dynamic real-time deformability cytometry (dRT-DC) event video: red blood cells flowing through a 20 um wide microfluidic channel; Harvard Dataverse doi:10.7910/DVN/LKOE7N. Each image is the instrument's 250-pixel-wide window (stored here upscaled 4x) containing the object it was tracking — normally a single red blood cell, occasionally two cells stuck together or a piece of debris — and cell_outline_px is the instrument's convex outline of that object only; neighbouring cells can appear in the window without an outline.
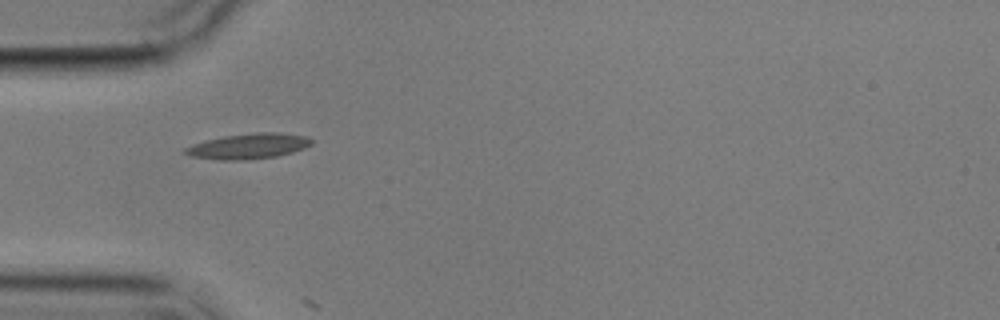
{"species": "common noctule bat (a hibernating species)", "species_latin": "Nyctalus noctula", "temperature_condition": "cold", "stored_images_in_passage": 6, "camera_frame_rate_fps": 3000, "um_per_image_px": 0.085, "animal": {"sex": "male", "body_mass_g": 17.9}, "frame": {"image": 1, "passage_image": 5, "time_ms": 5.667, "image_size_px": [1000, 320], "cell_outline_px": [[312, 144], [304, 148], [292, 152], [276, 156], [244, 160], [220, 160], [192, 156], [184, 152], [184, 148], [192, 144], [204, 140], [224, 136], [256, 132], [280, 132], [308, 136], [312, 140]], "centroid_in_image_um": [21.13, 12.41], "position_along_channel_um": 63.9, "area_um2": 18.73}}
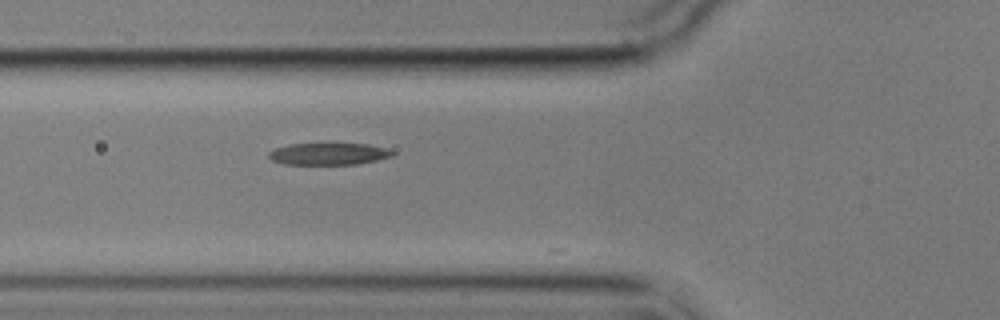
{"frame": {"image": 2, "passage_image": 6, "time_ms": 6.667, "image_size_px": [1000, 320], "cell_outline_px": [[392, 156], [376, 160], [356, 164], [284, 164], [272, 160], [268, 156], [268, 152], [276, 148], [288, 144], [368, 144], [388, 148], [392, 152]], "centroid_in_image_um": [27.91, 13.08], "position_along_channel_um": 97.9, "area_um2": 15.61}}